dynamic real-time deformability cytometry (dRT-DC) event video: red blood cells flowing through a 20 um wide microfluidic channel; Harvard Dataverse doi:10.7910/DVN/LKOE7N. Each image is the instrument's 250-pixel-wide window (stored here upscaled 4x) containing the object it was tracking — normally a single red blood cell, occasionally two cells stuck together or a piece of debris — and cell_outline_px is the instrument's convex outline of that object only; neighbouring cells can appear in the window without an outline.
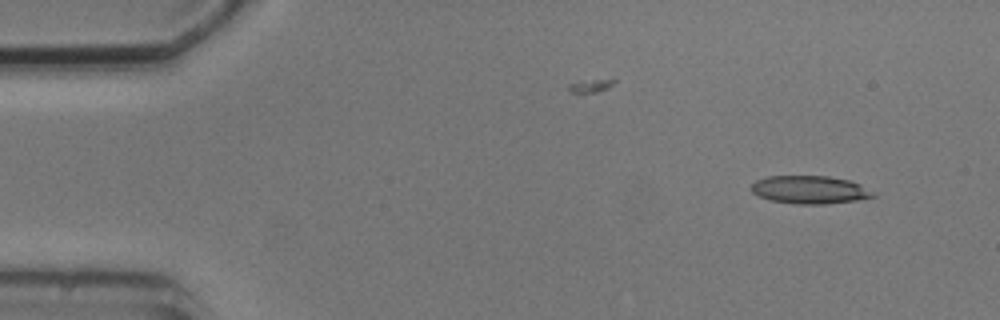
{"species": "common noctule bat (a hibernating species)", "species_latin": "Nyctalus noctula", "temperature_condition": "cold", "stored_images_in_passage": 4, "camera_frame_rate_fps": 3000, "um_per_image_px": 0.085, "animal": {"sex": "male", "body_mass_g": 20.5, "forearm_length_mm": 52.5}, "frame": {"image": 1, "passage_image": 1, "time_ms": 0.0, "image_size_px": [1000, 320], "cell_outline_px": [[876, 196], [856, 200], [824, 204], [796, 204], [768, 200], [752, 192], [752, 184], [756, 180], [768, 176], [828, 176], [848, 180], [860, 184], [876, 192]], "centroid_in_image_um": [68.85, 16.13], "position_along_channel_um": 16.2, "area_um2": 19.88}}